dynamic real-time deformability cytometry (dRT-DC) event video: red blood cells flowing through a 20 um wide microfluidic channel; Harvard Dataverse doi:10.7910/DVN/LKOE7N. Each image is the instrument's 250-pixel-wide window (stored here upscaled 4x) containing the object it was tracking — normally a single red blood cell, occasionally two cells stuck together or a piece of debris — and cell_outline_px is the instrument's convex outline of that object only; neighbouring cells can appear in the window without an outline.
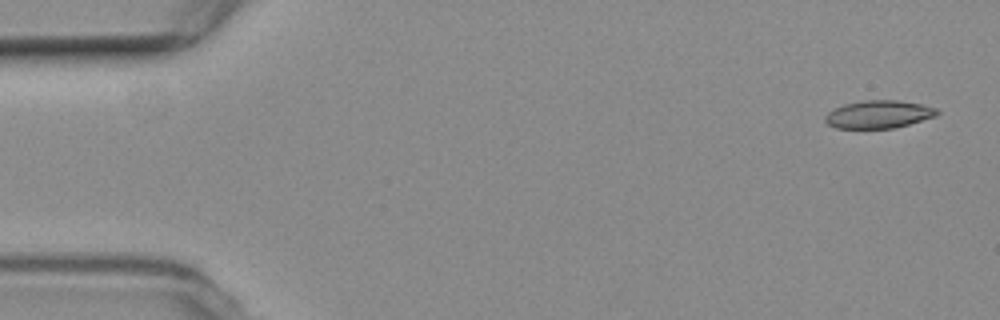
{"species": "common noctule bat (a hibernating species)", "species_latin": "Nyctalus noctula", "temperature_condition": "room temperature", "stored_images_in_passage": 5, "camera_frame_rate_fps": 3000, "um_per_image_px": 0.085, "animal": {"sex": "female", "body_mass_g": 19.3, "forearm_length_mm": 54.1}, "frame": {"image": 1, "passage_image": 1, "time_ms": 0.0, "image_size_px": [1000, 320], "cell_outline_px": [[940, 112], [936, 116], [908, 124], [892, 128], [836, 128], [828, 124], [824, 120], [824, 116], [828, 112], [844, 104], [864, 100], [896, 100], [920, 104], [936, 108]], "centroid_in_image_um": [74.67, 9.71], "position_along_channel_um": 10.3, "area_um2": 17.98}}
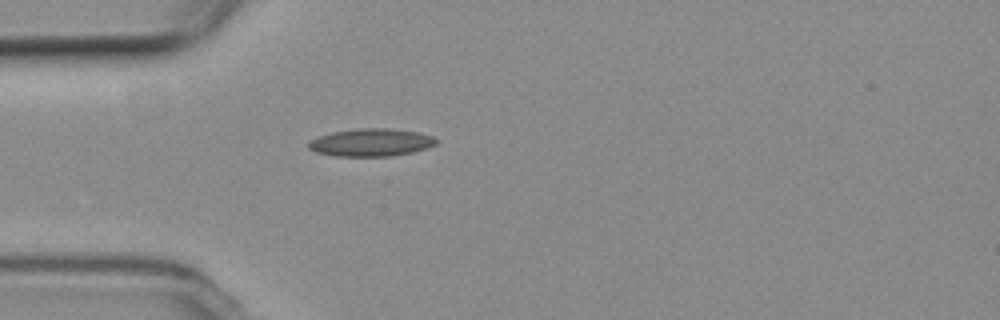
{"frame": {"image": 2, "passage_image": 5, "time_ms": 4.667, "image_size_px": [1000, 320], "cell_outline_px": [[440, 140], [436, 144], [412, 152], [392, 156], [336, 156], [316, 152], [308, 148], [308, 144], [312, 140], [320, 136], [332, 132], [356, 128], [392, 128], [416, 132], [432, 136]], "centroid_in_image_um": [31.55, 12.1], "position_along_channel_um": 53.4, "area_um2": 20.52}}